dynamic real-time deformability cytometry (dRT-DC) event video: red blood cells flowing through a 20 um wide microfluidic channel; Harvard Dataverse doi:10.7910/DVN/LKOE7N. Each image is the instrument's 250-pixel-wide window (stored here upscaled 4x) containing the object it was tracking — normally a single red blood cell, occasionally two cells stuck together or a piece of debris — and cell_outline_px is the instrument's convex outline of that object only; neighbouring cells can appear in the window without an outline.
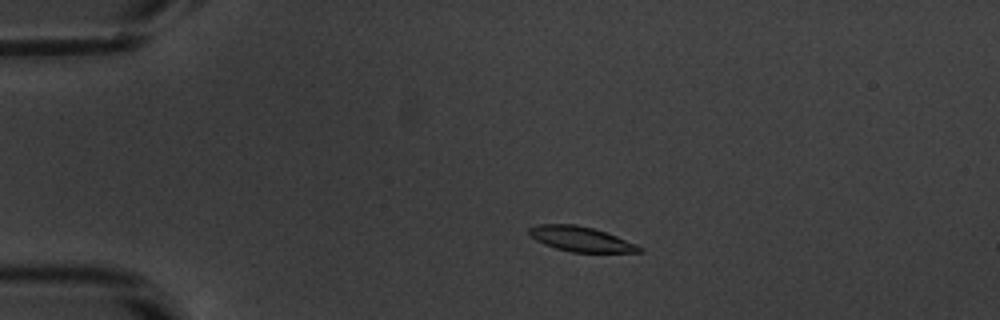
{"species": "common noctule bat (a hibernating species)", "species_latin": "Nyctalus noctula", "temperature_condition": "warm", "stored_images_in_passage": 51, "camera_frame_rate_fps": 3000, "um_per_image_px": 0.085, "animal": {"sex": "male", "body_mass_g": 20.1, "forearm_length_mm": 53.5}, "frame": {"image": 1, "passage_image": 9, "time_ms": 2.667, "image_size_px": [1000, 320], "cell_outline_px": [[644, 252], [572, 252], [556, 248], [544, 244], [536, 240], [528, 232], [528, 228], [536, 224], [576, 224], [592, 228], [616, 236], [636, 244], [644, 248]], "centroid_in_image_um": [49.37, 20.32], "position_along_channel_um": 35.6, "area_um2": 15.9}}
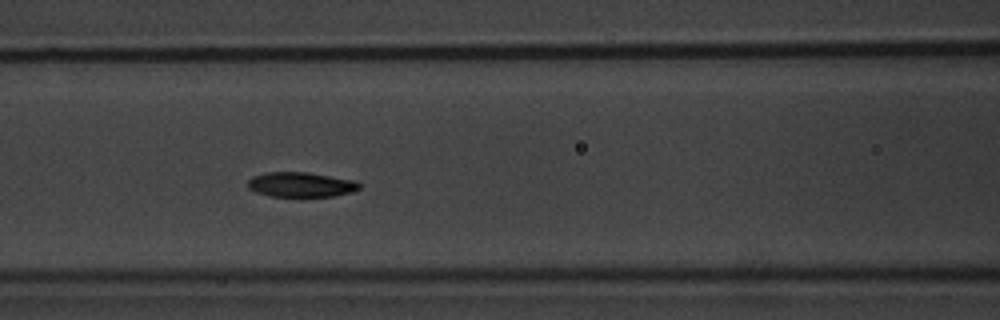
{"frame": {"image": 2, "passage_image": 21, "time_ms": 6.667, "image_size_px": [1000, 320], "cell_outline_px": [[360, 188], [352, 192], [332, 196], [268, 196], [256, 192], [248, 188], [248, 180], [252, 176], [264, 172], [308, 172], [356, 180], [360, 184]], "centroid_in_image_um": [25.57, 15.68], "position_along_channel_um": 141.0, "area_um2": 16.24}}
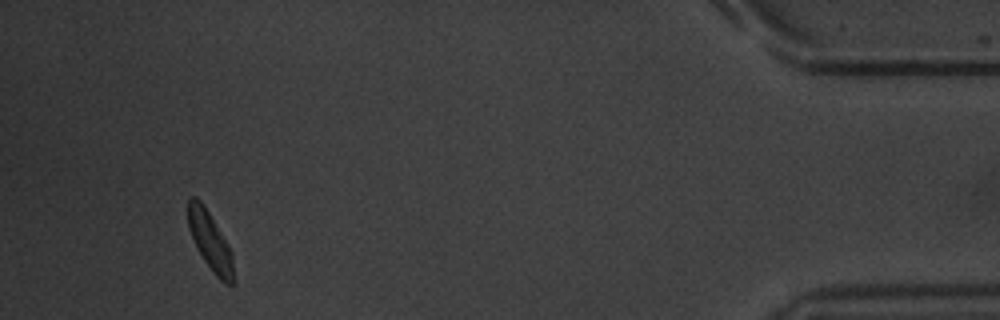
{"frame": {"image": 3, "passage_image": 48, "time_ms": 15.667, "image_size_px": [1000, 320], "cell_outline_px": [[232, 284], [224, 284], [216, 276], [204, 260], [196, 248], [188, 228], [188, 196], [196, 196], [200, 200], [208, 212], [228, 244], [232, 252]], "centroid_in_image_um": [17.82, 20.46], "position_along_channel_um": 417.4, "area_um2": 15.2}, "authors_computed_cell_mechanics": {"area_um2": 16.2418, "velocity_mm_per_s": 3.7909, "shape_relaxation_time_tau1_ms": 3.7617, "shape_relaxation_time_tau2_ms": 5.9722, "deformation_change_tau1": 0.2093, "deformation_change_tau2": 0.0978}}